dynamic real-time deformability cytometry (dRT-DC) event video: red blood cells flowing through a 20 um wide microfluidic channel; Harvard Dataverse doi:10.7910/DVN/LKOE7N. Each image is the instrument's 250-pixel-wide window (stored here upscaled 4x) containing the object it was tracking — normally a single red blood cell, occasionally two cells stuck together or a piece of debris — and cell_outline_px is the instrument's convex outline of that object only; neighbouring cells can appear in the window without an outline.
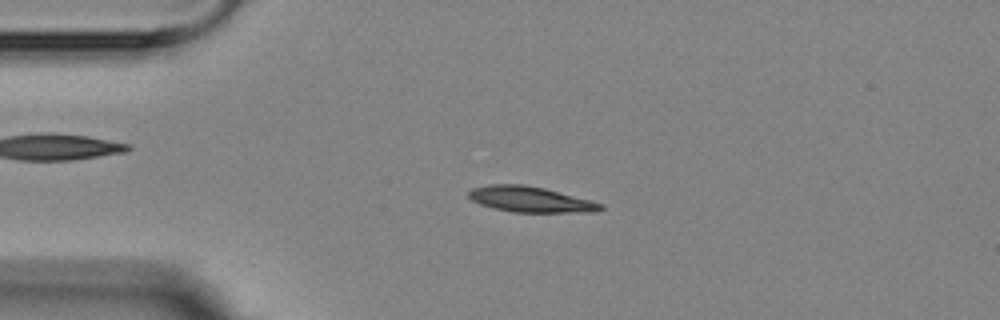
{"species": "Egyptian fruit bat (a non-hibernating species)", "species_latin": "Rousettus aegyptiacus", "temperature_condition": "room temperature", "stored_images_in_passage": 4, "camera_frame_rate_fps": 3000, "um_per_image_px": 0.085, "animal": {"sex": "female"}, "frame": {"image": 1, "passage_image": 3, "time_ms": 2.333, "image_size_px": [1000, 320], "cell_outline_px": [[604, 208], [596, 212], [512, 212], [492, 208], [480, 204], [472, 200], [468, 196], [468, 192], [472, 188], [488, 184], [524, 184], [544, 188], [592, 200], [604, 204]], "centroid_in_image_um": [45.09, 16.94], "position_along_channel_um": 39.9, "area_um2": 19.88}}